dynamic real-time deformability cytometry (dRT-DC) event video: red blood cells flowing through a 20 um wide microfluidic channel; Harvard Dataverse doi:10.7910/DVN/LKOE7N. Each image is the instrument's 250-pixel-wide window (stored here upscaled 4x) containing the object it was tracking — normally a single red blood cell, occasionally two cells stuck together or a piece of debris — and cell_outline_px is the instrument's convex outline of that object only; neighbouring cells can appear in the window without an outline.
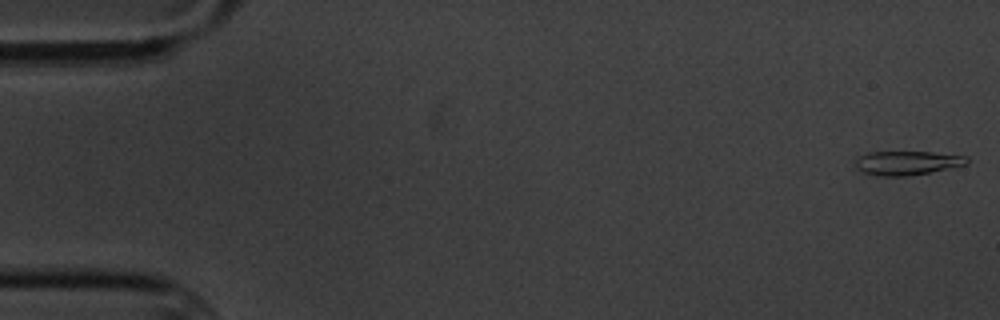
{"species": "common noctule bat (a hibernating species)", "species_latin": "Nyctalus noctula", "temperature_condition": "cold", "stored_images_in_passage": 5, "camera_frame_rate_fps": 3000, "um_per_image_px": 0.085, "animal": {"sex": "male", "body_mass_g": 20.1, "forearm_length_mm": 53.5}, "frame": {"image": 1, "passage_image": 1, "time_ms": 0.0, "image_size_px": [1000, 320], "cell_outline_px": [[968, 164], [908, 176], [880, 176], [864, 172], [856, 168], [852, 160], [856, 156], [868, 152], [932, 152], [968, 156]], "centroid_in_image_um": [77.04, 13.84], "position_along_channel_um": 8.0, "area_um2": 15.72}}